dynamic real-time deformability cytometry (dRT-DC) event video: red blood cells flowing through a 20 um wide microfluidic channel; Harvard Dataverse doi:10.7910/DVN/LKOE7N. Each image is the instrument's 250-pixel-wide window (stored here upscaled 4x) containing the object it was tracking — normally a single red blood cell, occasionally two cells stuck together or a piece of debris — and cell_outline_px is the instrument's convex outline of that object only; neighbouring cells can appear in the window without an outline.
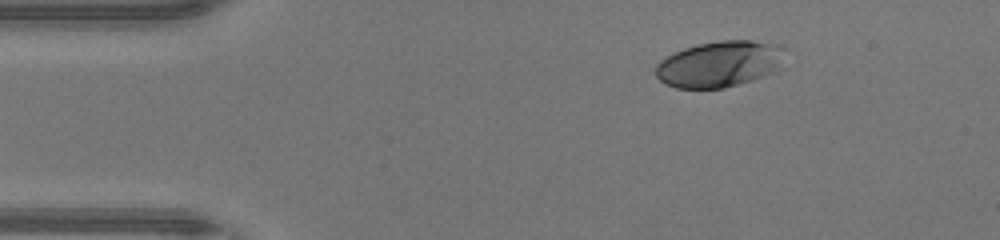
{"species": "human", "species_latin": "Homo sapiens", "temperature_condition": "warm", "stored_images_in_passage": 40, "camera_frame_rate_fps": 3000, "um_per_image_px": 0.085, "donor": {"sex": "male"}, "frame": {"image": 1, "passage_image": 1, "time_ms": 0.0, "image_size_px": [1000, 240], "cell_outline_px": [[784, 68], [776, 72], [752, 80], [724, 88], [676, 88], [664, 84], [656, 76], [656, 64], [660, 60], [684, 48], [696, 44], [720, 40], [752, 40], [776, 44]], "centroid_in_image_um": [61.13, 5.45], "position_along_channel_um": 23.9, "area_um2": 34.62}}
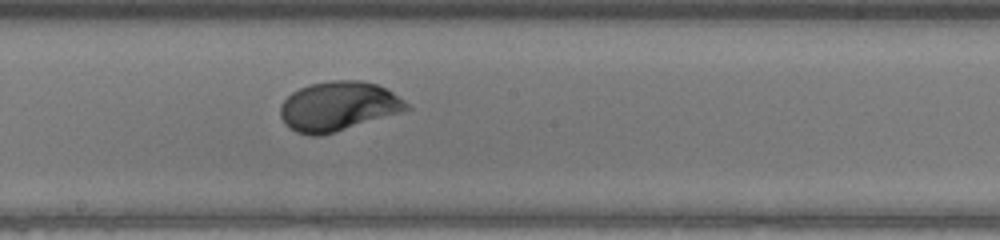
{"frame": {"image": 2, "passage_image": 19, "time_ms": 6.0, "image_size_px": [1000, 240], "cell_outline_px": [[412, 108], [400, 112], [336, 132], [320, 136], [308, 136], [296, 132], [288, 128], [284, 124], [280, 116], [280, 104], [292, 92], [300, 88], [312, 84], [332, 80], [360, 80], [376, 84], [392, 92], [404, 100]], "centroid_in_image_um": [28.71, 9.05], "position_along_channel_um": 219.5, "area_um2": 36.3}}
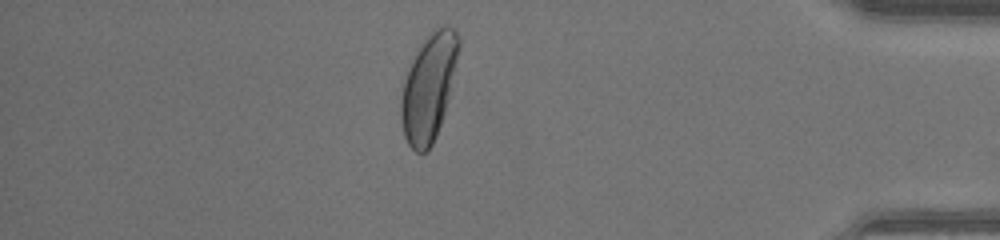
{"frame": {"image": 3, "passage_image": 34, "time_ms": 11.0, "image_size_px": [1000, 240], "cell_outline_px": [[460, 44], [444, 112], [436, 136], [428, 152], [416, 152], [408, 144], [404, 136], [400, 116], [400, 100], [404, 80], [412, 56], [424, 40], [436, 28], [444, 24], [456, 28], [460, 36]], "centroid_in_image_um": [36.41, 7.4], "position_along_channel_um": 398.8, "area_um2": 35.6}, "authors_computed_cell_mechanics": {"area_um2": 35.5759, "velocity_mm_per_s": 4.4449, "shape_relaxation_time_tau1_ms": 2.9484, "shape_relaxation_time_tau2_ms": null, "deformation_change_tau1": 0.1884, "deformation_change_tau2": null}}